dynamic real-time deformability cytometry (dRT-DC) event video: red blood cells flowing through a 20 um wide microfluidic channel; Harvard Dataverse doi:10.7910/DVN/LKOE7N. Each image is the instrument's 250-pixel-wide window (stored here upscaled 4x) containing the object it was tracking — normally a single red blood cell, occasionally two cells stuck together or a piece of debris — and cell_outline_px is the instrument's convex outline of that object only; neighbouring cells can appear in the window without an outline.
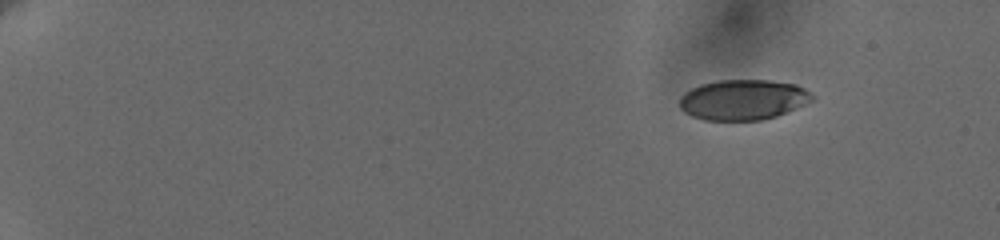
{"species": "human", "species_latin": "Homo sapiens", "temperature_condition": "cold", "stored_images_in_passage": 44, "camera_frame_rate_fps": 3000, "um_per_image_px": 0.085, "donor": {"sex": "female"}, "frame": {"image": 1, "passage_image": 1, "time_ms": 0.0, "image_size_px": [1000, 240], "cell_outline_px": [[816, 100], [776, 116], [760, 120], [704, 120], [692, 116], [684, 112], [680, 108], [680, 96], [684, 92], [700, 84], [720, 80], [768, 80], [796, 84], [804, 88], [816, 96]], "centroid_in_image_um": [63.19, 8.47], "position_along_channel_um": 21.8, "area_um2": 31.39}}
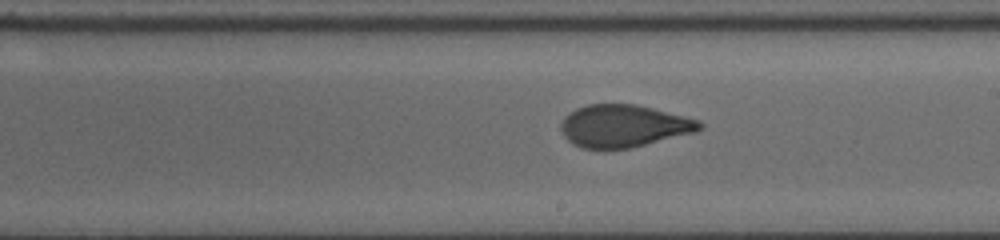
{"frame": {"image": 2, "passage_image": 21, "time_ms": 10.0, "image_size_px": [1000, 240], "cell_outline_px": [[704, 128], [696, 132], [628, 148], [580, 148], [572, 144], [564, 136], [560, 128], [560, 124], [564, 116], [576, 108], [588, 104], [636, 104], [700, 120], [704, 124]], "centroid_in_image_um": [53.0, 10.7], "position_along_channel_um": 236.0, "area_um2": 34.22}}
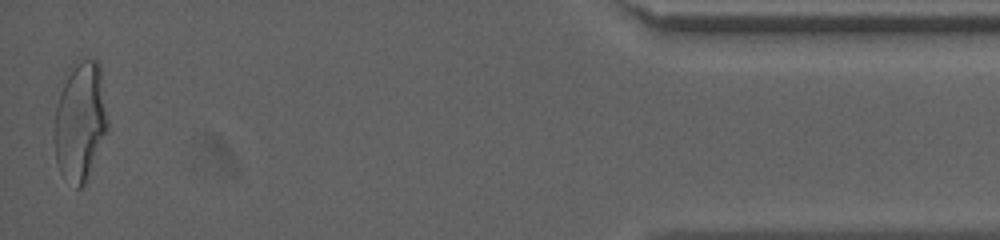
{"frame": {"image": 3, "passage_image": 44, "time_ms": 17.0, "image_size_px": [1000, 240], "cell_outline_px": [[108, 128], [88, 180], [80, 188], [76, 188], [60, 172], [56, 160], [52, 136], [56, 108], [64, 72], [68, 68], [84, 60], [96, 60], [100, 64], [108, 120]], "centroid_in_image_um": [6.8, 10.32], "position_along_channel_um": 428.4, "area_um2": 37.74}, "authors_computed_cell_mechanics": {"area_um2": 34.5644, "velocity_mm_per_s": 3.6549, "shape_relaxation_time_tau1_ms": 6.4193, "shape_relaxation_time_tau2_ms": 0.7334, "deformation_change_tau1": 0.2019, "deformation_change_tau2": 0.0701}}